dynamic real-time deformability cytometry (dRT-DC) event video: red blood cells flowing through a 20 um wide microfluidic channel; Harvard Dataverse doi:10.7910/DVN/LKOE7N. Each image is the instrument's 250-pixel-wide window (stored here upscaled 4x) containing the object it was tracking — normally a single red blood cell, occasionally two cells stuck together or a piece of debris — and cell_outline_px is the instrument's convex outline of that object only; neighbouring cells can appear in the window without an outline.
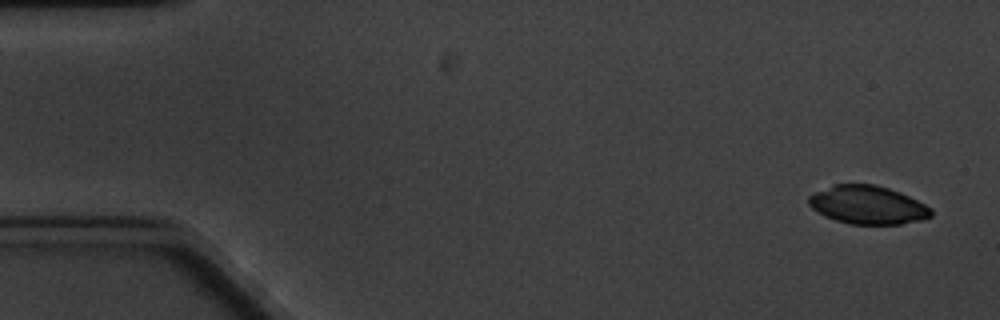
{"species": "common noctule bat (a hibernating species)", "species_latin": "Nyctalus noctula", "temperature_condition": "cold", "stored_images_in_passage": 8, "camera_frame_rate_fps": 3000, "um_per_image_px": 0.085, "animal": {"sex": "male", "body_mass_g": 20.1, "forearm_length_mm": 53.5}, "frame": {"image": 1, "passage_image": 1, "time_ms": 0.0, "image_size_px": [1000, 320], "cell_outline_px": [[932, 216], [920, 220], [900, 224], [852, 224], [836, 220], [824, 216], [812, 208], [808, 204], [808, 196], [816, 192], [836, 184], [876, 184], [900, 192], [932, 208]], "centroid_in_image_um": [73.75, 17.42], "position_along_channel_um": 11.2, "area_um2": 27.17}}